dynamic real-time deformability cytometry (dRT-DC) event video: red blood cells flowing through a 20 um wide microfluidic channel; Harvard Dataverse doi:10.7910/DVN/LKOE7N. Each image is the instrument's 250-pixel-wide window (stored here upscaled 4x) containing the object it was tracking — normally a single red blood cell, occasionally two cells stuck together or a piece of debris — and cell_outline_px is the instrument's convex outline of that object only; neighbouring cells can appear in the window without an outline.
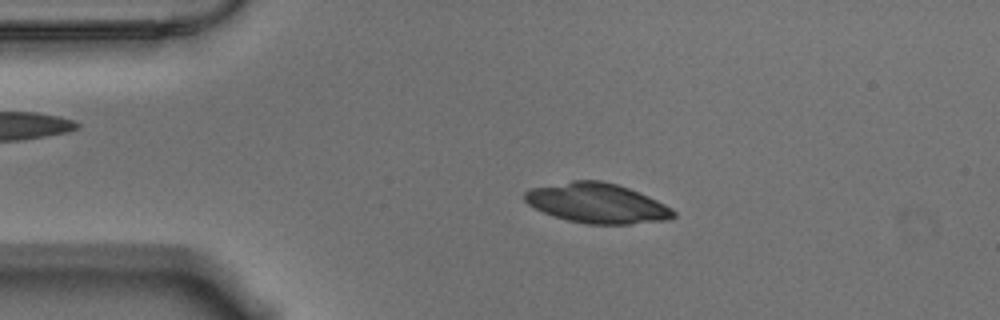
{"species": "Egyptian fruit bat (a non-hibernating species)", "species_latin": "Rousettus aegyptiacus", "temperature_condition": "warm", "stored_images_in_passage": 56, "camera_frame_rate_fps": 3000, "um_per_image_px": 0.085, "animal": {"sex": "male"}, "frame": {"image": 1, "passage_image": 11, "time_ms": 3.333, "image_size_px": [1000, 320], "cell_outline_px": [[676, 216], [672, 220], [628, 224], [588, 224], [568, 220], [552, 216], [528, 204], [524, 200], [524, 192], [532, 188], [572, 180], [600, 180], [616, 184], [628, 188], [648, 196], [672, 208], [676, 212]], "centroid_in_image_um": [50.78, 17.28], "position_along_channel_um": 34.2, "area_um2": 34.56}}
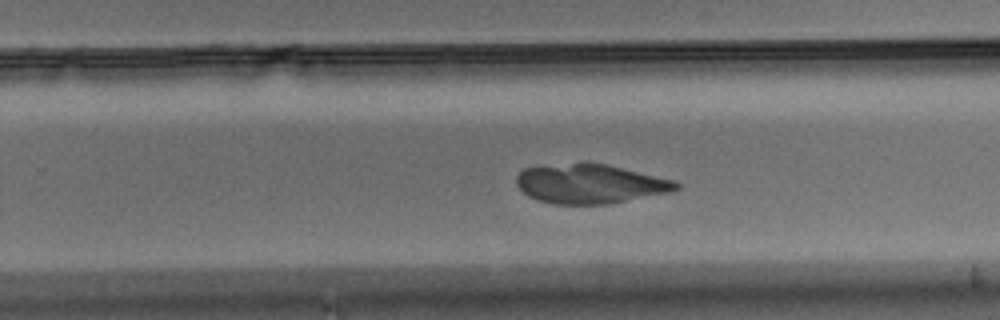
{"frame": {"image": 2, "passage_image": 35, "time_ms": 11.333, "image_size_px": [1000, 320], "cell_outline_px": [[680, 188], [668, 192], [608, 204], [552, 204], [536, 200], [528, 196], [516, 184], [516, 176], [524, 168], [584, 160], [604, 164], [672, 180], [680, 184]], "centroid_in_image_um": [50.08, 15.61], "position_along_channel_um": 279.7, "area_um2": 36.65}}
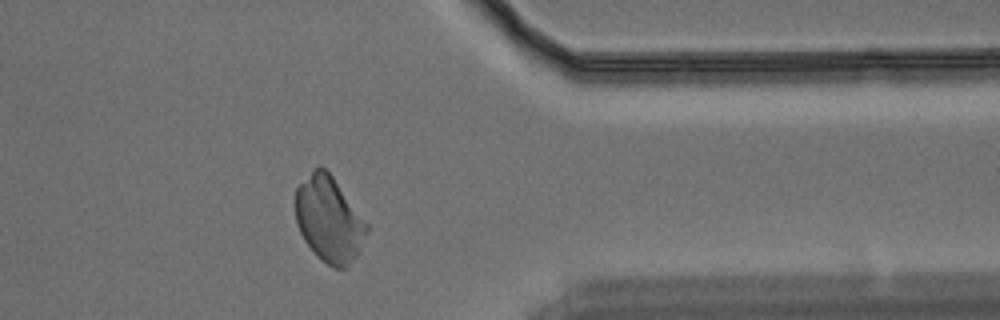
{"frame": {"image": 3, "passage_image": 45, "time_ms": 14.667, "image_size_px": [1000, 320], "cell_outline_px": [[368, 232], [360, 252], [348, 268], [336, 268], [328, 264], [316, 256], [304, 240], [296, 224], [296, 188], [316, 168], [324, 168], [332, 176], [368, 224]], "centroid_in_image_um": [27.99, 18.71], "position_along_channel_um": 383.4, "area_um2": 35.2}}